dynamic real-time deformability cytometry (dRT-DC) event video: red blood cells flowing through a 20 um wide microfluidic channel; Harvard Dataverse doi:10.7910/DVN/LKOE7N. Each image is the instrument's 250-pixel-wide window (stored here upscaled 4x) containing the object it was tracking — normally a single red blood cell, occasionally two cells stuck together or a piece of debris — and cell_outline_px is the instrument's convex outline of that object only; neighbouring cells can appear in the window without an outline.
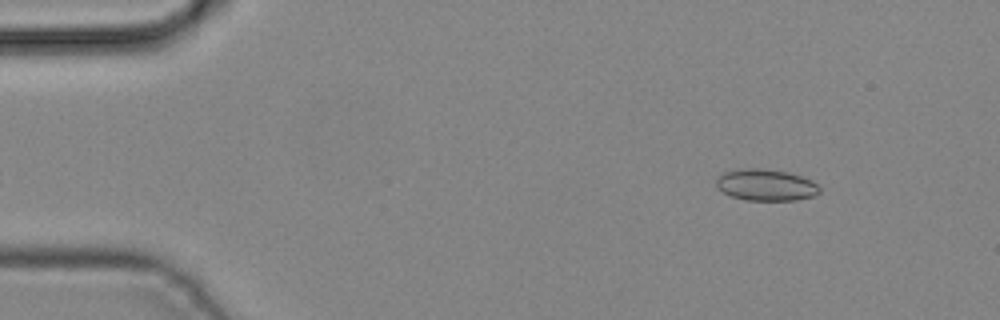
{"species": "common noctule bat (a hibernating species)", "species_latin": "Nyctalus noctula", "temperature_condition": "cold", "stored_images_in_passage": 10, "camera_frame_rate_fps": 3000, "um_per_image_px": 0.085, "animal": {"sex": "male", "body_mass_g": 19.2, "forearm_length_mm": 51.8}, "frame": {"image": 1, "passage_image": 3, "time_ms": 0.667, "image_size_px": [1000, 320], "cell_outline_px": [[820, 192], [812, 196], [796, 200], [744, 200], [732, 196], [716, 188], [716, 176], [724, 172], [740, 168], [764, 168], [788, 172], [812, 180], [820, 188]], "centroid_in_image_um": [65.06, 15.71], "position_along_channel_um": 19.9, "area_um2": 19.13}}